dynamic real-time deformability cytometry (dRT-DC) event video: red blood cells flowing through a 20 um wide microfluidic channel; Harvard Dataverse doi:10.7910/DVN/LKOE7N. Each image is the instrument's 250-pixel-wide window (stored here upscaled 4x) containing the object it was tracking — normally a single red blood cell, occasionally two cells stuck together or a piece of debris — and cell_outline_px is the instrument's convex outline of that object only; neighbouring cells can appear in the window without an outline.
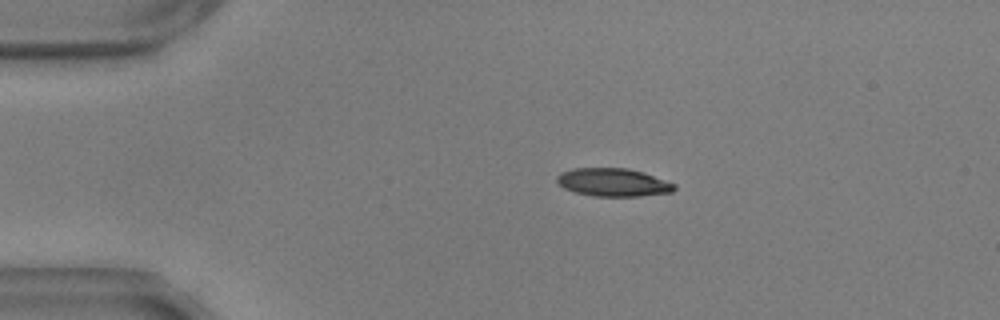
{"species": "common noctule bat (a hibernating species)", "species_latin": "Nyctalus noctula", "temperature_condition": "warm", "stored_images_in_passage": 56, "camera_frame_rate_fps": 3000, "um_per_image_px": 0.085, "animal": {"sex": "male", "body_mass_g": 17.9, "forearm_length_mm": 54.2}, "frame": {"image": 1, "passage_image": 11, "time_ms": 3.333, "image_size_px": [1000, 320], "cell_outline_px": [[676, 188], [672, 192], [640, 196], [592, 196], [576, 192], [564, 188], [556, 180], [556, 176], [560, 172], [572, 168], [628, 168], [644, 172], [676, 184]], "centroid_in_image_um": [52.12, 15.49], "position_along_channel_um": 32.9, "area_um2": 19.31}}
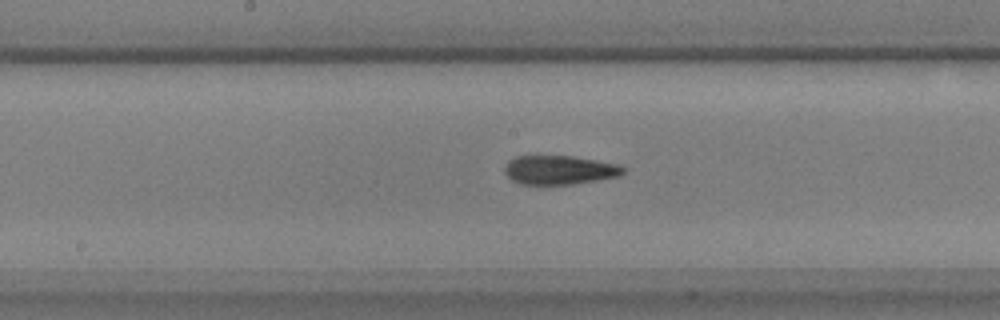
{"frame": {"image": 2, "passage_image": 29, "time_ms": 9.333, "image_size_px": [1000, 320], "cell_outline_px": [[624, 172], [620, 176], [600, 180], [572, 184], [520, 184], [512, 180], [504, 172], [504, 168], [508, 160], [516, 156], [536, 152], [572, 156], [596, 160], [616, 164], [624, 168]], "centroid_in_image_um": [47.48, 14.4], "position_along_channel_um": 200.7, "area_um2": 20.81}}
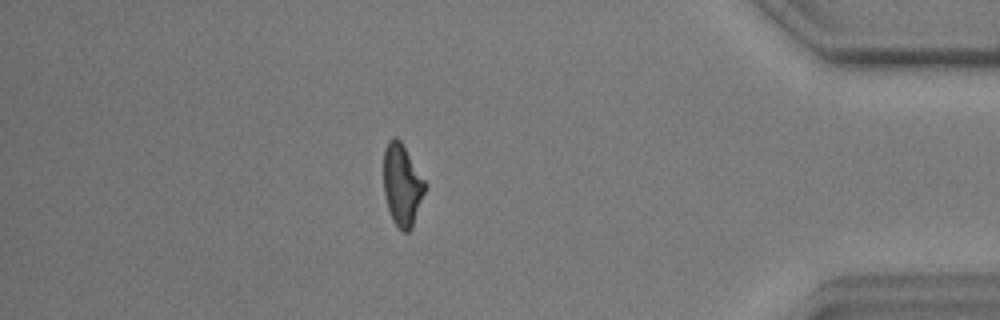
{"frame": {"image": 3, "passage_image": 49, "time_ms": 16.0, "image_size_px": [1000, 320], "cell_outline_px": [[428, 184], [412, 228], [408, 232], [404, 232], [392, 220], [388, 208], [384, 192], [384, 148], [388, 140], [392, 136], [396, 136], [400, 140]], "centroid_in_image_um": [34.2, 15.69], "position_along_channel_um": 401.0, "area_um2": 19.88}, "authors_computed_cell_mechanics": {"area_um2": 19.8254, "velocity_mm_per_s": 3.5618, "shape_relaxation_time_tau1_ms": 4.7479, "shape_relaxation_time_tau2_ms": 2.8577, "deformation_change_tau1": 0.1829, "deformation_change_tau2": 0.1211}}